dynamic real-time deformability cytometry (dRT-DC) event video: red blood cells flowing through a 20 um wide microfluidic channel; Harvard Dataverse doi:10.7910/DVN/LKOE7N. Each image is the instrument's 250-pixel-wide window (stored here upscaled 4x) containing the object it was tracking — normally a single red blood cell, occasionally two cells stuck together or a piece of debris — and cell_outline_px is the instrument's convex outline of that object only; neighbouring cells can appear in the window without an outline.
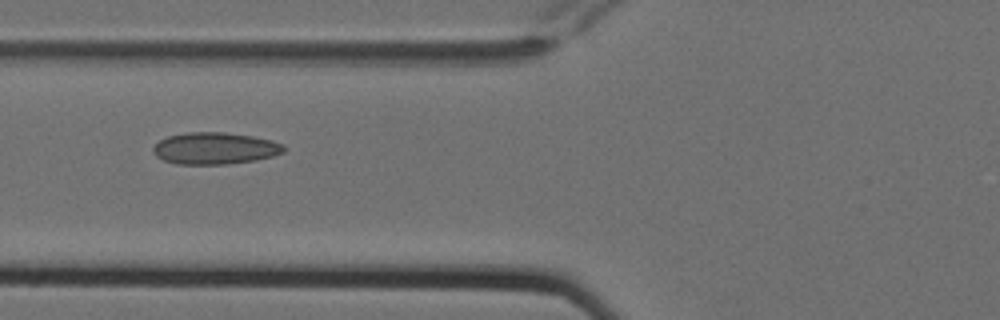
{"species": "Egyptian fruit bat (a non-hibernating species)", "species_latin": "Rousettus aegyptiacus", "temperature_condition": "cold", "stored_images_in_passage": 7, "camera_frame_rate_fps": 3000, "um_per_image_px": 0.085, "animal": {"sex": "female"}, "frame": {"image": 1, "passage_image": 5, "time_ms": 1.333, "image_size_px": [1000, 320], "cell_outline_px": [[284, 152], [272, 156], [256, 160], [228, 164], [176, 164], [164, 160], [156, 156], [152, 152], [152, 148], [160, 140], [168, 136], [188, 132], [224, 132], [252, 136], [272, 140], [284, 144]], "centroid_in_image_um": [18.26, 12.61], "position_along_channel_um": 107.5, "area_um2": 24.28}}
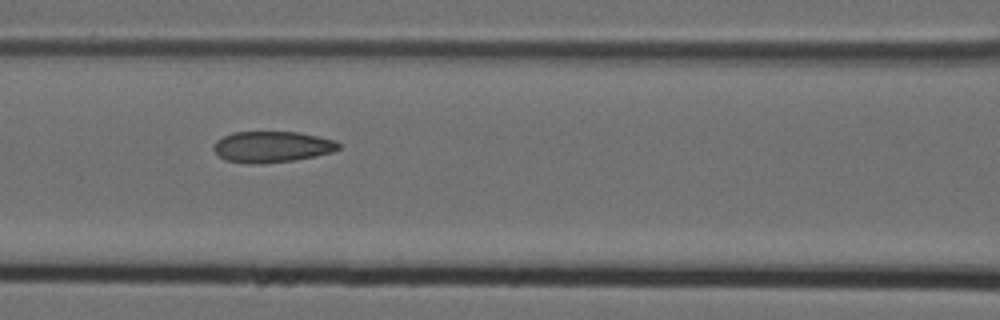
{"frame": {"image": 2, "passage_image": 6, "time_ms": 1.667, "image_size_px": [1000, 320], "cell_outline_px": [[340, 148], [332, 152], [316, 156], [292, 160], [260, 164], [248, 164], [224, 160], [212, 148], [212, 144], [216, 140], [232, 132], [300, 132], [336, 140], [340, 144]], "centroid_in_image_um": [23.1, 12.48], "position_along_channel_um": 143.5, "area_um2": 22.83}}
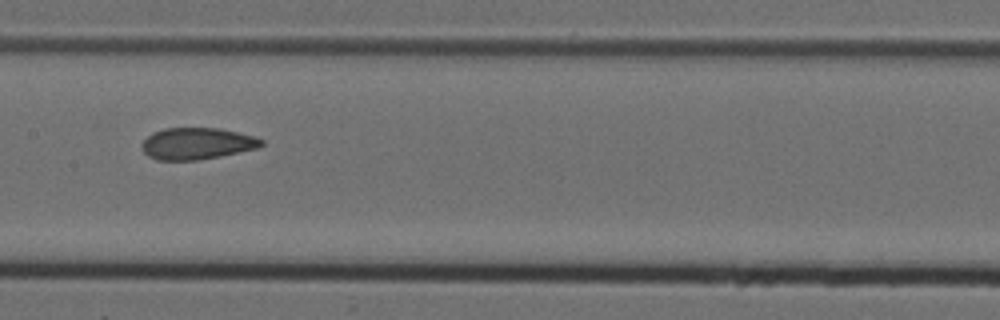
{"frame": {"image": 3, "passage_image": 7, "time_ms": 2.0, "image_size_px": [1000, 320], "cell_outline_px": [[264, 144], [260, 148], [220, 156], [196, 160], [156, 160], [148, 156], [144, 152], [140, 144], [152, 132], [164, 128], [220, 128], [252, 136], [264, 140]], "centroid_in_image_um": [16.73, 12.2], "position_along_channel_um": 190.7, "area_um2": 22.14}}